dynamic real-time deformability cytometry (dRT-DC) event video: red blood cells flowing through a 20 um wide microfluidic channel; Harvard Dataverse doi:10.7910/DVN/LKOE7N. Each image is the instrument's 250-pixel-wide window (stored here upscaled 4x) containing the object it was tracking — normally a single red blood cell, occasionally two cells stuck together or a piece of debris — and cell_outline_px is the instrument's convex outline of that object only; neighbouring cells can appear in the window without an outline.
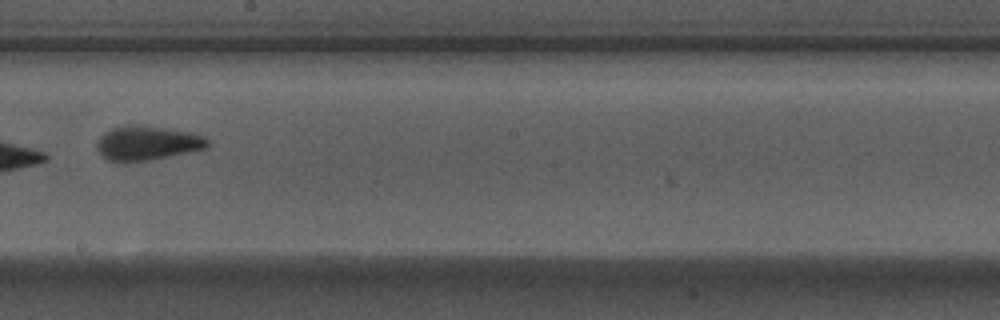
{"species": "Egyptian fruit bat (a non-hibernating species)", "species_latin": "Rousettus aegyptiacus", "temperature_condition": "warm", "stored_images_in_passage": 9, "camera_frame_rate_fps": 3000, "um_per_image_px": 0.085, "animal": {"sex": "male"}, "frame": {"image": 1, "passage_image": 7, "time_ms": 2.0, "image_size_px": [1000, 320], "cell_outline_px": [[208, 148], [148, 160], [124, 164], [108, 160], [100, 156], [96, 148], [96, 144], [100, 136], [104, 132], [112, 128], [124, 124], [136, 124], [168, 128], [196, 132], [204, 136], [208, 140]], "centroid_in_image_um": [12.48, 12.16], "position_along_channel_um": 235.7, "area_um2": 22.83}}
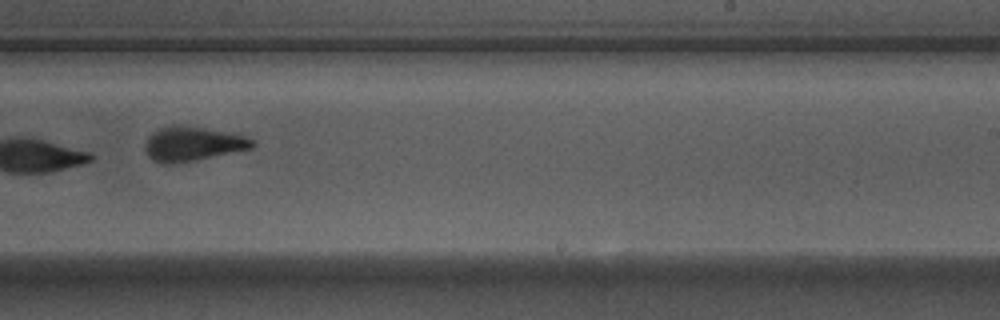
{"frame": {"image": 2, "passage_image": 8, "time_ms": 2.333, "image_size_px": [1000, 320], "cell_outline_px": [[256, 144], [252, 148], [172, 164], [164, 164], [152, 160], [148, 156], [144, 148], [144, 144], [148, 136], [152, 132], [160, 128], [172, 124], [180, 124], [244, 136], [256, 140]], "centroid_in_image_um": [16.31, 12.22], "position_along_channel_um": 272.7, "area_um2": 21.27}}
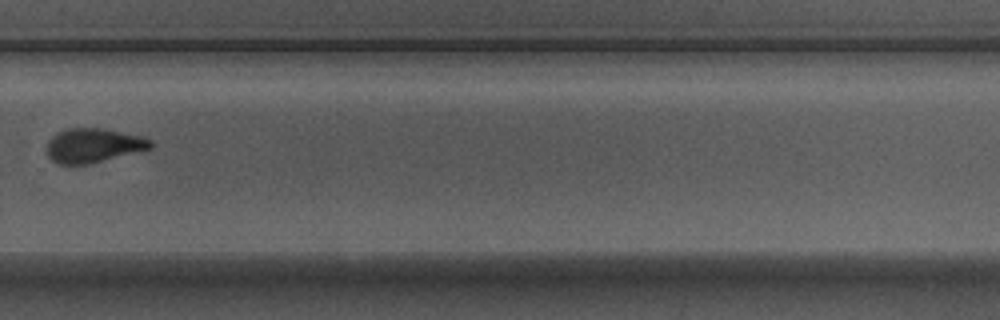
{"frame": {"image": 3, "passage_image": 9, "time_ms": 2.667, "image_size_px": [1000, 320], "cell_outline_px": [[152, 148], [88, 164], [56, 164], [48, 156], [48, 140], [56, 132], [64, 128], [104, 128], [144, 136], [152, 140]], "centroid_in_image_um": [7.94, 12.34], "position_along_channel_um": 321.9, "area_um2": 20.81}}